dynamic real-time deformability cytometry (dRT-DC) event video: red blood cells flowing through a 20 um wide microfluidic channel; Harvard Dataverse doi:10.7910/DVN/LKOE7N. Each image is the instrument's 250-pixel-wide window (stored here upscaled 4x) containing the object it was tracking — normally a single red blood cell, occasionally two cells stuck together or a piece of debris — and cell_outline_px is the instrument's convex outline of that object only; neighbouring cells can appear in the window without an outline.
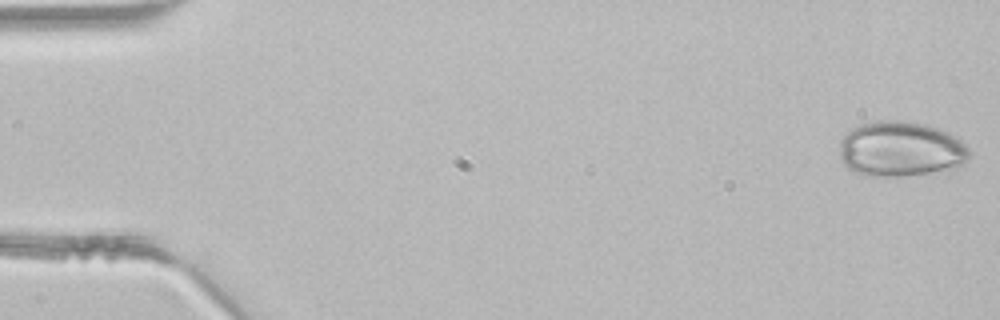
{"species": "common noctule bat (a hibernating species)", "species_latin": "Nyctalus noctula", "temperature_condition": "room temperature", "stored_images_in_passage": 45, "camera_frame_rate_fps": 3000, "um_per_image_px": 0.085, "animal": {"sex": "male", "body_mass_g": 21.5, "forearm_length_mm": 52.0}, "frame": {"image": 1, "passage_image": 1, "time_ms": 0.0, "image_size_px": [1000, 320], "cell_outline_px": [[972, 152], [968, 160], [960, 164], [948, 168], [928, 172], [904, 176], [868, 176], [856, 172], [848, 168], [840, 160], [840, 140], [852, 128], [860, 124], [876, 120], [904, 120], [924, 124], [948, 132], [960, 140]], "centroid_in_image_um": [76.52, 12.65], "position_along_channel_um": 8.5, "area_um2": 41.62}}
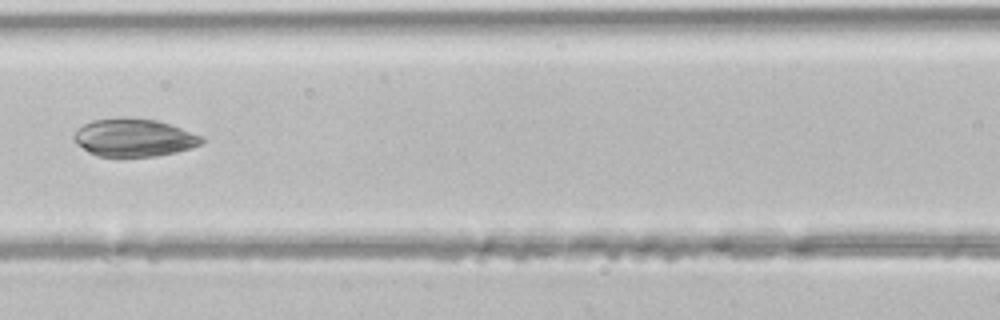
{"frame": {"image": 2, "passage_image": 20, "time_ms": 6.333, "image_size_px": [1000, 320], "cell_outline_px": [[204, 140], [200, 144], [176, 152], [156, 156], [96, 156], [88, 152], [76, 144], [72, 140], [72, 136], [76, 128], [92, 120], [116, 116], [124, 116], [156, 120], [204, 136]], "centroid_in_image_um": [11.3, 11.68], "position_along_channel_um": 155.3, "area_um2": 28.5}}
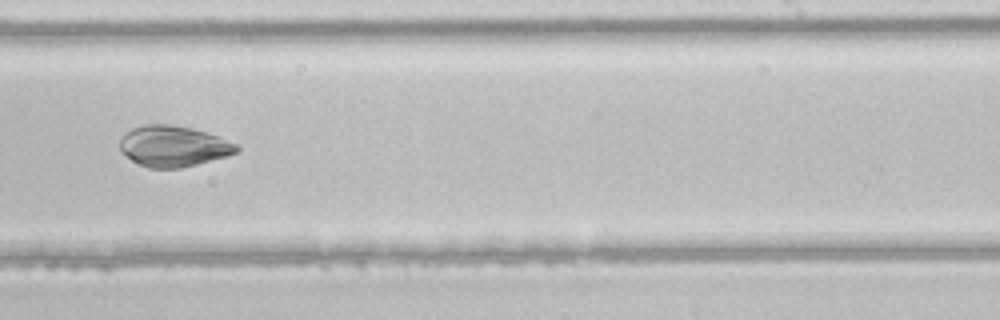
{"frame": {"image": 3, "passage_image": 28, "time_ms": 9.0, "image_size_px": [1000, 320], "cell_outline_px": [[240, 152], [228, 156], [180, 168], [148, 168], [132, 160], [120, 152], [120, 140], [124, 132], [132, 128], [144, 124], [172, 124], [192, 128], [220, 136], [236, 144], [240, 148]], "centroid_in_image_um": [14.74, 12.42], "position_along_channel_um": 274.3, "area_um2": 28.09}}